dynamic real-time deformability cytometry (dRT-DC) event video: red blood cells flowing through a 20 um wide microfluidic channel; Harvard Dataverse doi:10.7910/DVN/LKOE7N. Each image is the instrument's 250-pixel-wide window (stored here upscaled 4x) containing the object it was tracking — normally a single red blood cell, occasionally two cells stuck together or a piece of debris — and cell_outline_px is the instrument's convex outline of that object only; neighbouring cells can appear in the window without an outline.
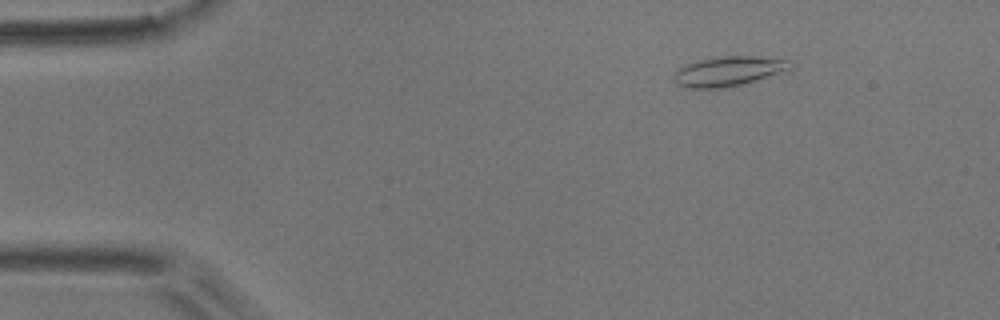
{"species": "common noctule bat (a hibernating species)", "species_latin": "Nyctalus noctula", "temperature_condition": "room temperature", "stored_images_in_passage": 5, "camera_frame_rate_fps": 3000, "um_per_image_px": 0.085, "animal": {"sex": "male", "body_mass_g": 17.9}, "frame": {"image": 1, "passage_image": 2, "time_ms": 0.333, "image_size_px": [1000, 320], "cell_outline_px": [[796, 64], [788, 68], [740, 84], [720, 88], [684, 88], [676, 84], [672, 76], [680, 68], [688, 64], [700, 60], [724, 56], [756, 56], [788, 60]], "centroid_in_image_um": [61.83, 6.05], "position_along_channel_um": 23.2, "area_um2": 19.42}}
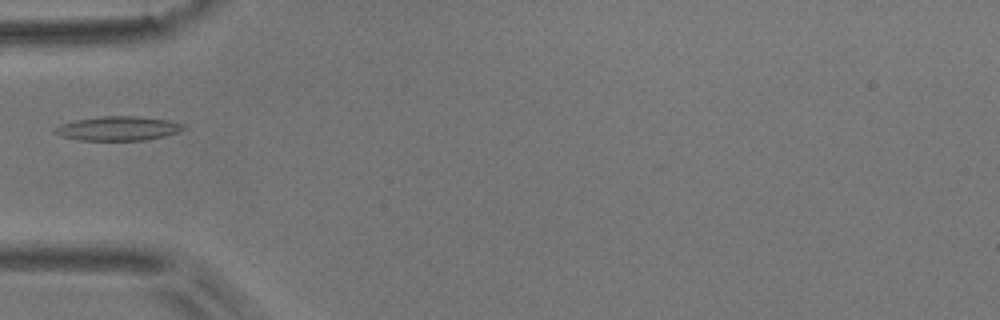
{"frame": {"image": 2, "passage_image": 4, "time_ms": 1.0, "image_size_px": [1000, 320], "cell_outline_px": [[188, 128], [164, 136], [144, 140], [80, 140], [60, 136], [52, 132], [60, 124], [76, 120], [100, 116], [140, 116], [168, 120], [184, 124]], "centroid_in_image_um": [10.04, 10.91], "position_along_channel_um": 75.0, "area_um2": 18.15}}
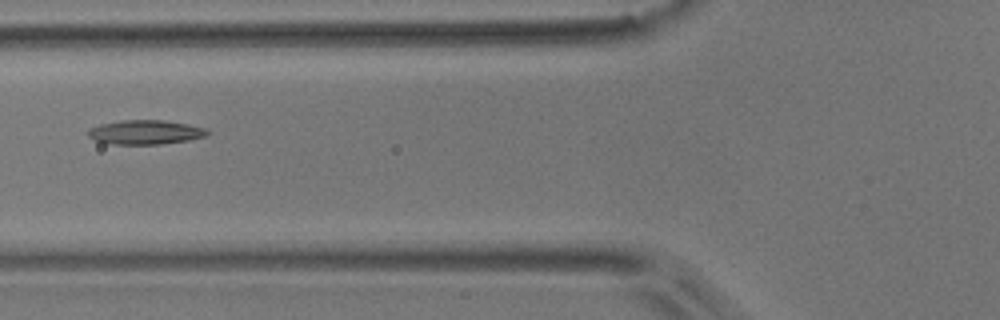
{"frame": {"image": 3, "passage_image": 5, "time_ms": 1.333, "image_size_px": [1000, 320], "cell_outline_px": [[208, 132], [204, 136], [188, 140], [160, 144], [112, 144], [96, 140], [88, 136], [88, 128], [100, 124], [120, 120], [164, 120], [188, 124], [208, 128]], "centroid_in_image_um": [12.34, 11.23], "position_along_channel_um": 113.5, "area_um2": 16.82}}